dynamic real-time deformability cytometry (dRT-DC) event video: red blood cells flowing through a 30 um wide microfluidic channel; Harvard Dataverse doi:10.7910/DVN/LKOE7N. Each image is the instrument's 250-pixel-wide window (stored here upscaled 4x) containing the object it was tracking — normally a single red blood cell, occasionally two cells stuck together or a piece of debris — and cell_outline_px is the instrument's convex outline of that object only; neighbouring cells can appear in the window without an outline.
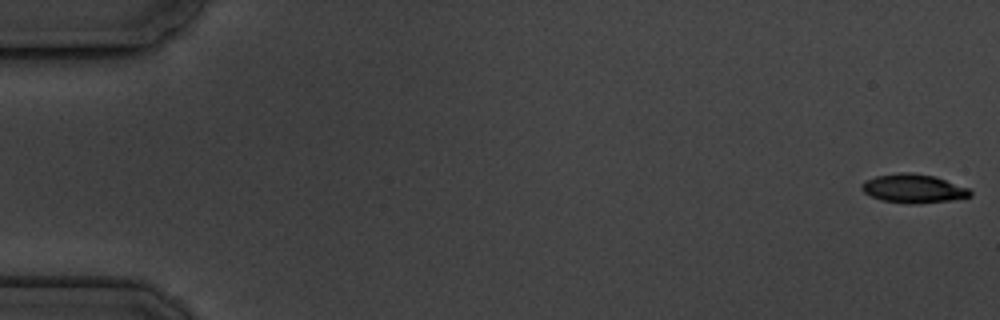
{"species": "common noctule bat (a hibernating species)", "species_latin": "Nyctalus noctula", "temperature_condition": "cold", "stored_images_in_passage": 5, "camera_frame_rate_fps": 3000, "um_per_image_px": 0.085, "animal": {"sex": "male", "body_mass_g": 19.5, "forearm_length_mm": 54.6}, "frame": {"image": 1, "passage_image": 1, "time_ms": 0.0, "image_size_px": [1000, 320], "cell_outline_px": [[972, 196], [964, 200], [912, 204], [908, 204], [884, 200], [872, 196], [864, 192], [860, 188], [860, 184], [876, 176], [900, 172], [912, 172], [936, 176], [968, 188], [972, 192]], "centroid_in_image_um": [77.73, 16.03], "position_along_channel_um": 7.3, "area_um2": 18.5}}
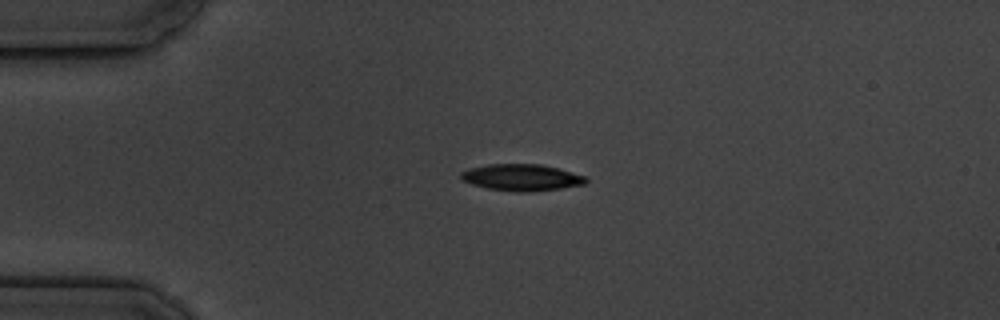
{"frame": {"image": 2, "passage_image": 4, "time_ms": 4.333, "image_size_px": [1000, 320], "cell_outline_px": [[588, 180], [584, 184], [560, 188], [520, 192], [488, 188], [472, 184], [464, 180], [460, 176], [460, 172], [468, 168], [488, 164], [540, 164], [560, 168], [584, 176]], "centroid_in_image_um": [44.32, 15.06], "position_along_channel_um": 40.7, "area_um2": 19.13}}